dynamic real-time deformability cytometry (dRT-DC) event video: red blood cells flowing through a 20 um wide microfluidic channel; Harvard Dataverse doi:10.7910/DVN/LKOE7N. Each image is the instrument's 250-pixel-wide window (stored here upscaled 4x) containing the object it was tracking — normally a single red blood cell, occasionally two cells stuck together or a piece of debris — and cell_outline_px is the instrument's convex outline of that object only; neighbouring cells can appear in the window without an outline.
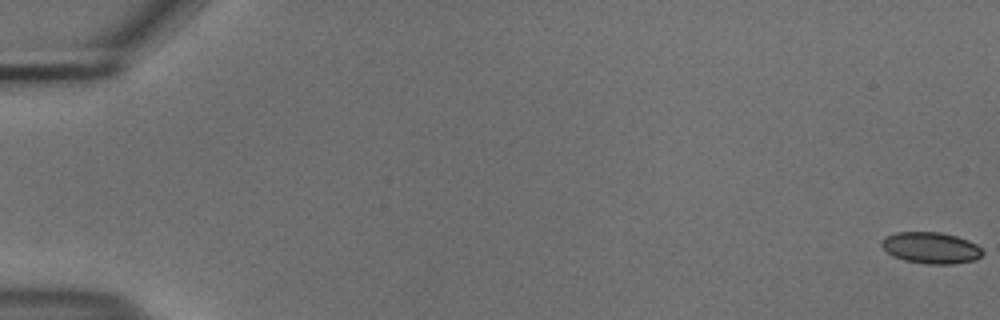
{"species": "common noctule bat (a hibernating species)", "species_latin": "Nyctalus noctula", "temperature_condition": "cold", "stored_images_in_passage": 56, "camera_frame_rate_fps": 3000, "um_per_image_px": 0.085, "animal": {"sex": "male", "body_mass_g": 18.8}, "frame": {"image": 1, "passage_image": 1, "time_ms": 0.0, "image_size_px": [1000, 320], "cell_outline_px": [[984, 252], [976, 260], [952, 264], [924, 264], [904, 260], [892, 256], [880, 244], [884, 236], [896, 232], [940, 232], [956, 236], [968, 240], [976, 244]], "centroid_in_image_um": [79.12, 21.07], "position_along_channel_um": 5.9, "area_um2": 18.55}}
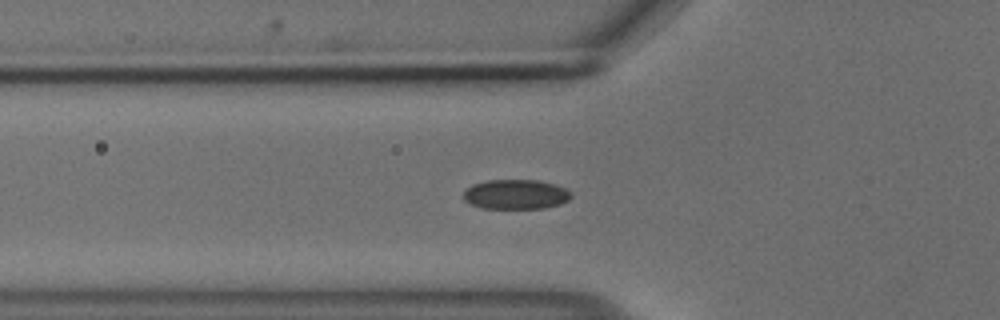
{"frame": {"image": 2, "passage_image": 21, "time_ms": 6.667, "image_size_px": [1000, 320], "cell_outline_px": [[572, 196], [568, 200], [560, 204], [544, 208], [480, 208], [464, 200], [464, 192], [472, 184], [488, 180], [540, 180], [556, 184], [572, 192]], "centroid_in_image_um": [43.87, 16.51], "position_along_channel_um": 81.9, "area_um2": 18.67}}
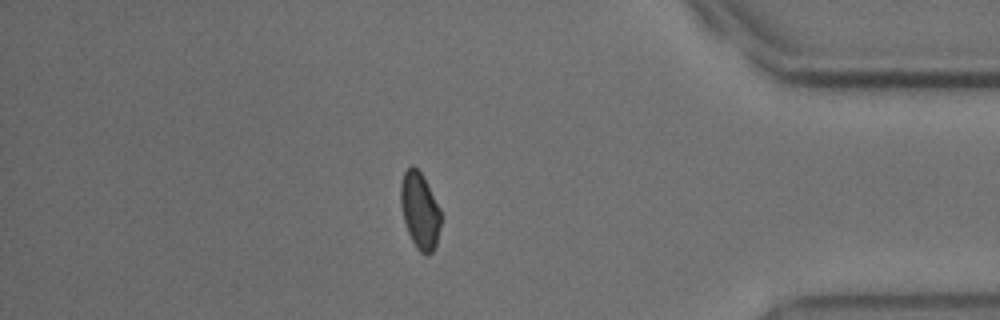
{"frame": {"image": 3, "passage_image": 49, "time_ms": 16.0, "image_size_px": [1000, 320], "cell_outline_px": [[440, 224], [436, 244], [432, 252], [428, 256], [420, 252], [416, 248], [408, 232], [404, 220], [400, 204], [400, 184], [404, 172], [412, 164], [424, 176], [440, 208]], "centroid_in_image_um": [35.67, 17.89], "position_along_channel_um": 399.5, "area_um2": 17.92}, "authors_computed_cell_mechanics": {"area_um2": 18.5538, "velocity_mm_per_s": 3.7004, "shape_relaxation_time_tau1_ms": null, "shape_relaxation_time_tau2_ms": 2.4632, "deformation_change_tau1": null, "deformation_change_tau2": 0.0603}}